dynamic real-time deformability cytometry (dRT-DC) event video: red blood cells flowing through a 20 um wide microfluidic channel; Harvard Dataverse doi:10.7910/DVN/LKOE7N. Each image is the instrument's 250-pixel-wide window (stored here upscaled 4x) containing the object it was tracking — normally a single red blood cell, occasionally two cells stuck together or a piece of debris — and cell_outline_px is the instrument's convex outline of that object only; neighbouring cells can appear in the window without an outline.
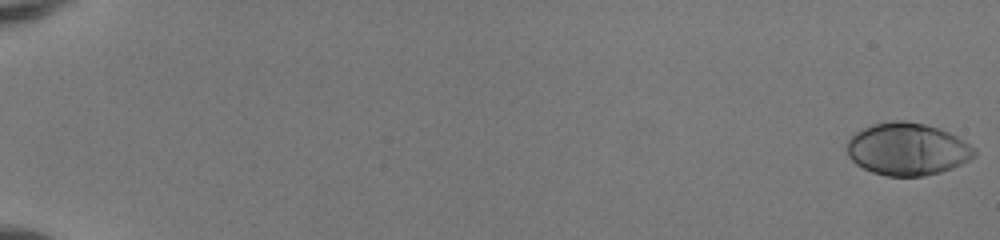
{"species": "human", "species_latin": "Homo sapiens", "temperature_condition": "room temperature", "stored_images_in_passage": 53, "camera_frame_rate_fps": 3000, "um_per_image_px": 0.085, "donor": {"sex": "female"}, "frame": {"image": 1, "passage_image": 1, "time_ms": 0.0, "image_size_px": [1000, 240], "cell_outline_px": [[976, 156], [952, 168], [940, 172], [924, 176], [888, 176], [872, 172], [856, 164], [848, 156], [848, 140], [856, 132], [872, 124], [892, 120], [904, 120], [924, 124], [948, 132], [956, 136], [976, 148]], "centroid_in_image_um": [77.13, 12.67], "position_along_channel_um": 7.9, "area_um2": 38.73}}
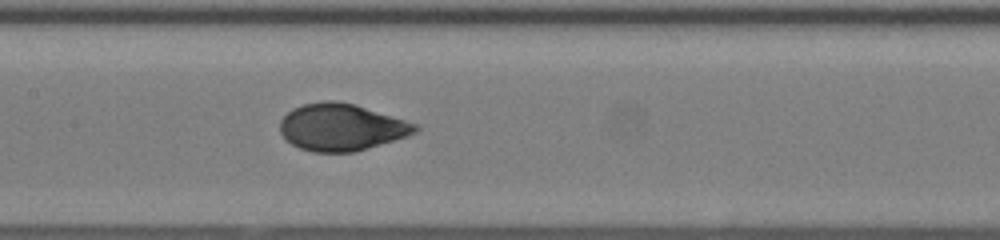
{"frame": {"image": 2, "passage_image": 29, "time_ms": 9.333, "image_size_px": [1000, 240], "cell_outline_px": [[420, 128], [416, 132], [408, 136], [352, 152], [312, 152], [300, 148], [292, 144], [280, 132], [280, 120], [292, 108], [304, 104], [324, 100], [332, 100], [352, 104], [404, 120], [416, 124]], "centroid_in_image_um": [28.98, 10.81], "position_along_channel_um": 178.4, "area_um2": 36.47}}
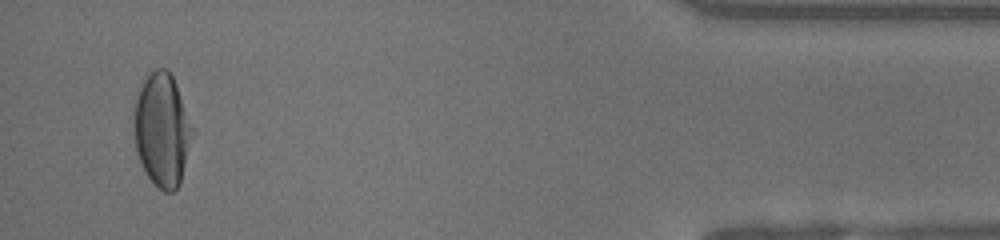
{"frame": {"image": 3, "passage_image": 51, "time_ms": 16.667, "image_size_px": [1000, 240], "cell_outline_px": [[192, 128], [180, 184], [172, 192], [164, 192], [148, 176], [136, 152], [132, 128], [132, 124], [136, 100], [140, 88], [144, 80], [156, 68], [168, 68], [176, 84]], "centroid_in_image_um": [13.72, 11.02], "position_along_channel_um": 421.5, "area_um2": 37.69}, "authors_computed_cell_mechanics": {"area_um2": 37.3966, "velocity_mm_per_s": 4.1008, "shape_relaxation_time_tau1_ms": 3.6784, "shape_relaxation_time_tau2_ms": null, "deformation_change_tau1": 0.1907, "deformation_change_tau2": null}}